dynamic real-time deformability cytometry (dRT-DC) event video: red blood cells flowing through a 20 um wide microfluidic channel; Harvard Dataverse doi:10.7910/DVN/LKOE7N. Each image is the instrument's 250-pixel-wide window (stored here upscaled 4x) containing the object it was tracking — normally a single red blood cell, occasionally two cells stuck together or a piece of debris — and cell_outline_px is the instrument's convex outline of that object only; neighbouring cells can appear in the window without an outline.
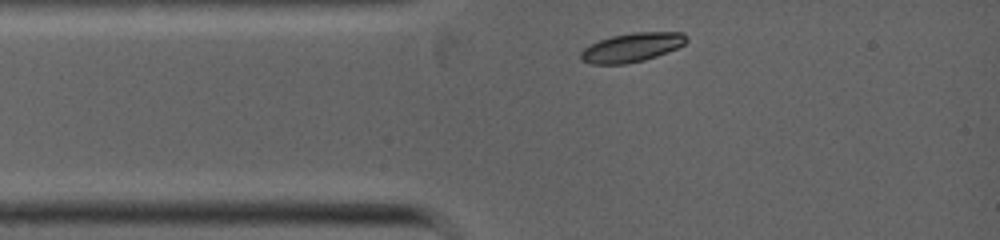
{"species": "common noctule bat (a hibernating species)", "species_latin": "Nyctalus noctula", "temperature_condition": "warm", "stored_images_in_passage": 5, "camera_frame_rate_fps": 5000, "um_per_image_px": 0.085, "animal": {"sex": "female", "body_mass_g": 19.0, "forearm_length_mm": 53.3}, "frame": {"image": 1, "passage_image": 1, "time_ms": 0.0, "image_size_px": [1000, 240], "cell_outline_px": [[688, 40], [684, 44], [676, 48], [656, 56], [644, 60], [624, 64], [592, 64], [580, 60], [580, 52], [584, 48], [600, 40], [612, 36], [632, 32], [684, 32], [688, 36]], "centroid_in_image_um": [53.72, 4.02], "position_along_channel_um": 31.3, "area_um2": 17.8}}
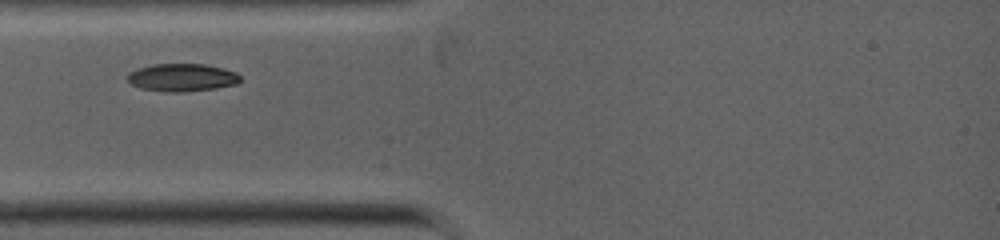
{"frame": {"image": 2, "passage_image": 3, "time_ms": 1.0, "image_size_px": [1000, 240], "cell_outline_px": [[240, 80], [236, 84], [216, 88], [180, 92], [172, 92], [140, 88], [132, 84], [128, 80], [128, 72], [136, 68], [152, 64], [204, 64], [224, 68], [236, 72], [240, 76]], "centroid_in_image_um": [15.47, 6.57], "position_along_channel_um": 69.5, "area_um2": 18.21}}
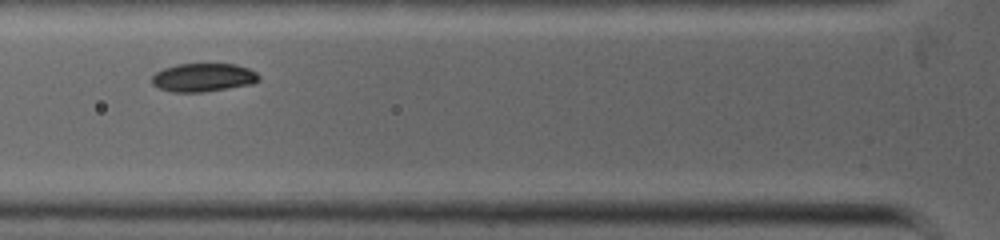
{"frame": {"image": 3, "passage_image": 4, "time_ms": 1.8, "image_size_px": [1000, 240], "cell_outline_px": [[260, 80], [252, 84], [204, 92], [172, 92], [160, 88], [152, 84], [152, 76], [156, 72], [164, 68], [176, 64], [236, 64], [248, 68], [256, 72], [260, 76]], "centroid_in_image_um": [17.29, 6.58], "position_along_channel_um": 108.5, "area_um2": 17.74}}